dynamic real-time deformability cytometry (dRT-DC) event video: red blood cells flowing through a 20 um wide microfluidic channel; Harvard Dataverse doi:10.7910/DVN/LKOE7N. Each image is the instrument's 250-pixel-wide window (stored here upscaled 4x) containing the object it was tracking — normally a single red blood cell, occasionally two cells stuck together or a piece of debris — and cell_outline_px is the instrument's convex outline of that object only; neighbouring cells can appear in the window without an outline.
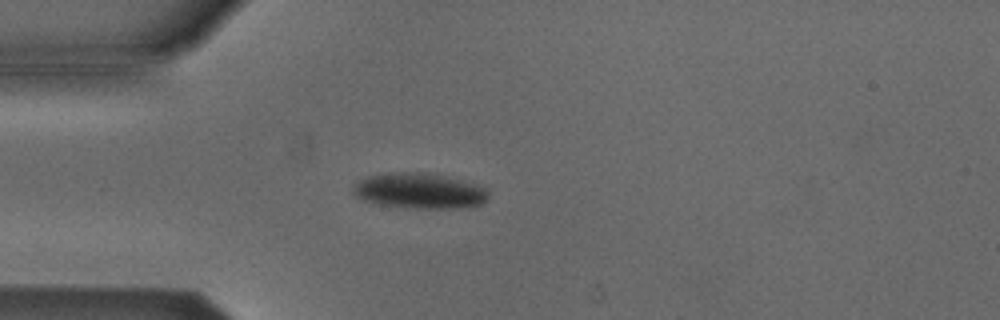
{"species": "Egyptian fruit bat (a non-hibernating species)", "species_latin": "Rousettus aegyptiacus", "temperature_condition": "cold", "stored_images_in_passage": 5, "camera_frame_rate_fps": 3000, "um_per_image_px": 0.085, "animal": {"sex": "male"}, "frame": {"image": 1, "passage_image": 4, "time_ms": 3.667, "image_size_px": [1000, 320], "cell_outline_px": [[488, 200], [480, 204], [468, 208], [416, 208], [380, 204], [364, 200], [356, 196], [352, 192], [352, 188], [360, 180], [368, 176], [388, 172], [428, 172], [476, 184], [488, 188]], "centroid_in_image_um": [35.69, 16.22], "position_along_channel_um": 49.3, "area_um2": 28.03}}